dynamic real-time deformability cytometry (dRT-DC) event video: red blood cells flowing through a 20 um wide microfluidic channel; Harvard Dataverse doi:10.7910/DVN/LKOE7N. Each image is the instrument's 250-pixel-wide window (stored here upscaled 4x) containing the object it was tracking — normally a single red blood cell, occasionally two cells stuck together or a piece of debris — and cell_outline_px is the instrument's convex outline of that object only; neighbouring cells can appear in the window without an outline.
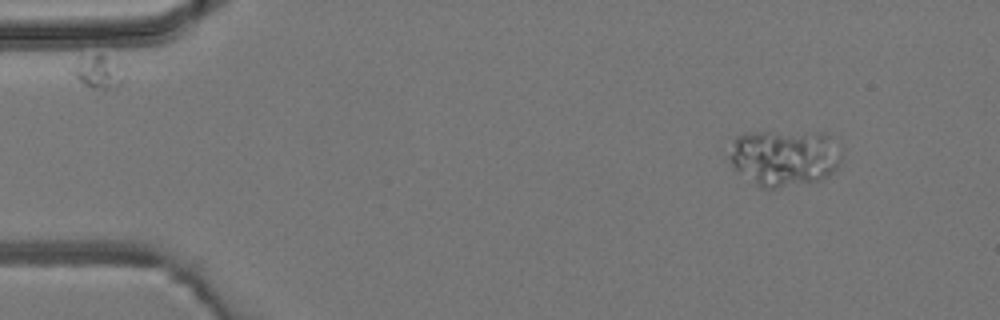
{"species": "common noctule bat (a hibernating species)", "species_latin": "Nyctalus noctula", "temperature_condition": "room temperature", "stored_images_in_passage": 5, "camera_frame_rate_fps": 3000, "um_per_image_px": 0.085, "animal": {"sex": "male", "body_mass_g": 19.2, "forearm_length_mm": 51.8}, "frame": {"image": 1, "passage_image": 1, "time_ms": 0.0, "image_size_px": [1000, 320], "cell_outline_px": [[840, 164], [832, 172], [820, 180], [776, 188], [760, 188], [736, 172], [728, 156], [732, 140], [736, 136], [744, 132], [824, 132], [828, 136], [840, 156]], "centroid_in_image_um": [66.57, 13.4], "position_along_channel_um": 18.4, "area_um2": 37.05}}
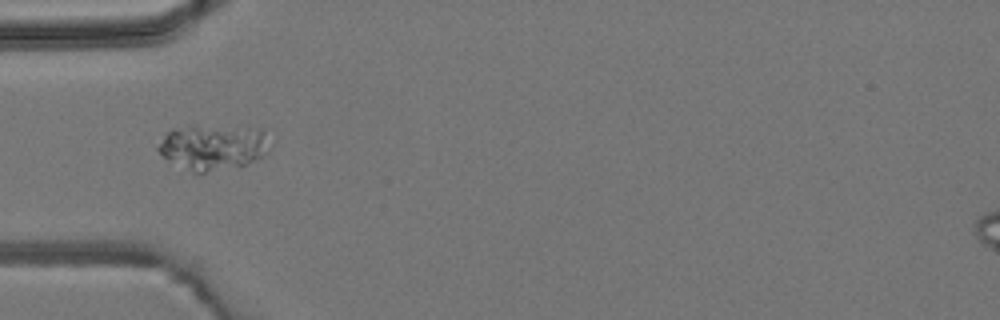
{"frame": {"image": 2, "passage_image": 4, "time_ms": 3.333, "image_size_px": [1000, 320], "cell_outline_px": [[272, 144], [268, 152], [264, 156], [248, 164], [196, 176], [168, 160], [156, 148], [164, 136], [172, 128], [192, 124], [196, 124], [264, 128]], "centroid_in_image_um": [18.16, 12.5], "position_along_channel_um": 66.8, "area_um2": 31.04}}
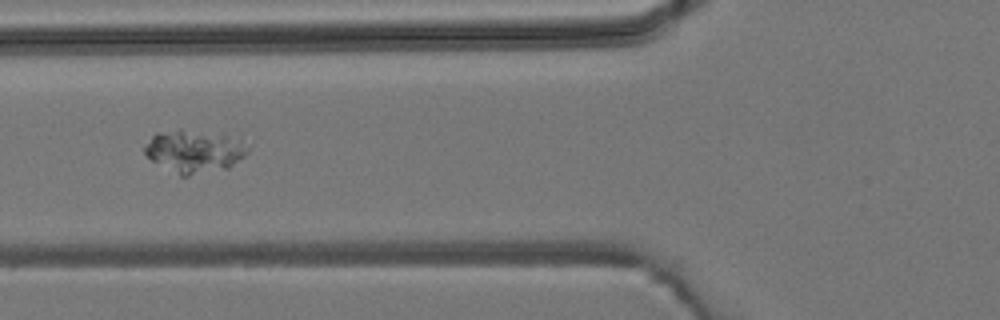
{"frame": {"image": 3, "passage_image": 5, "time_ms": 4.333, "image_size_px": [1000, 320], "cell_outline_px": [[252, 144], [248, 152], [244, 156], [228, 168], [188, 176], [180, 176], [152, 160], [144, 152], [144, 148], [152, 136], [156, 132], [180, 128], [220, 132]], "centroid_in_image_um": [16.58, 12.81], "position_along_channel_um": 109.2, "area_um2": 26.24}}